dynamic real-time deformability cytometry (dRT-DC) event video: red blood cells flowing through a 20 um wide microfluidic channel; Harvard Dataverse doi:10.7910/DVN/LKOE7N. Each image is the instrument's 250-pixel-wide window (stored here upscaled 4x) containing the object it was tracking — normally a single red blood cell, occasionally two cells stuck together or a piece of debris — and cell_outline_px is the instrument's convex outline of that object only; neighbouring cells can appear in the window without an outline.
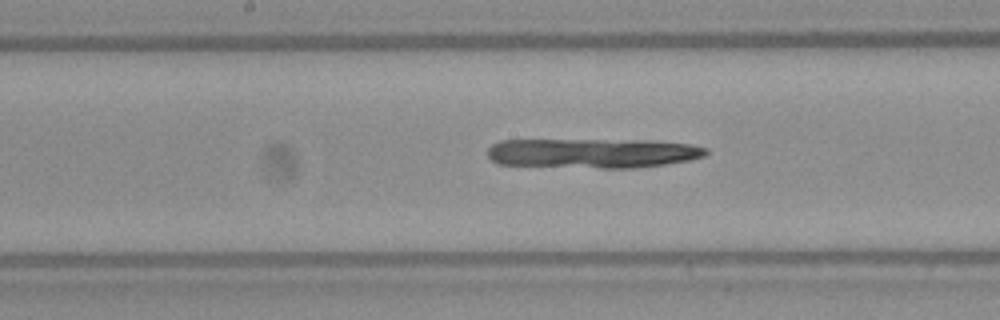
{"species": "Egyptian fruit bat (a non-hibernating species)", "species_latin": "Rousettus aegyptiacus", "temperature_condition": "warm", "stored_images_in_passage": 37, "camera_frame_rate_fps": 3000, "um_per_image_px": 0.085, "frame": {"image": 1, "passage_image": 12, "time_ms": 3.667, "image_size_px": [1000, 320], "cell_outline_px": [[708, 152], [704, 156], [688, 160], [664, 164], [632, 168], [600, 168], [496, 164], [488, 156], [488, 148], [492, 144], [500, 140], [648, 140], [692, 144], [708, 148]], "centroid_in_image_um": [50.37, 13.01], "position_along_channel_um": 197.8, "area_um2": 37.86}}
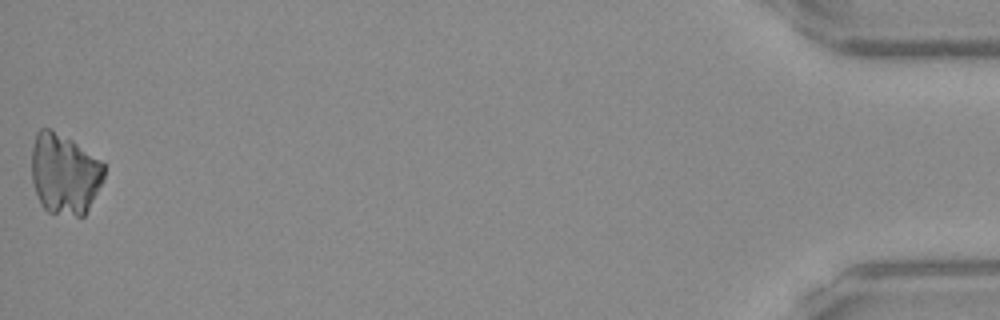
{"frame": {"image": 2, "passage_image": 37, "time_ms": 12.0, "image_size_px": [1000, 320], "cell_outline_px": [[104, 180], [84, 216], [76, 216], [48, 212], [40, 204], [32, 180], [32, 148], [36, 132], [40, 128], [52, 128], [72, 140], [100, 160], [104, 164]], "centroid_in_image_um": [5.48, 14.76], "position_along_channel_um": 429.7, "area_um2": 34.22}}